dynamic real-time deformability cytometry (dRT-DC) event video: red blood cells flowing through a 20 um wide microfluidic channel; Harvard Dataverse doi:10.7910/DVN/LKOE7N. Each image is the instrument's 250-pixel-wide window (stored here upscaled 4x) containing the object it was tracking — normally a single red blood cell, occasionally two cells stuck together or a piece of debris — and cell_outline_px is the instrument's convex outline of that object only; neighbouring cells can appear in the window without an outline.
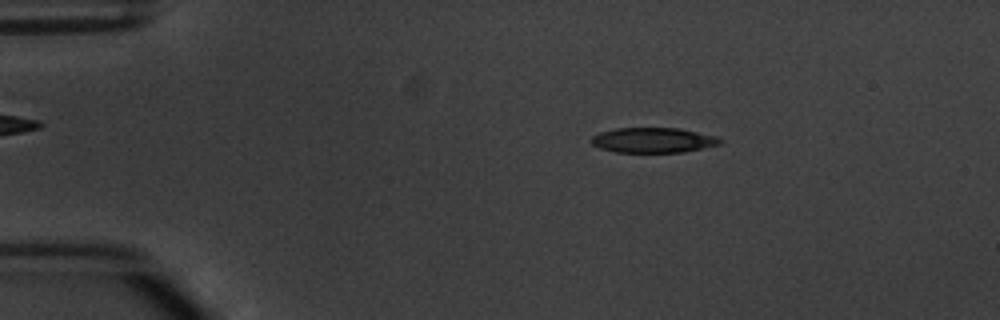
{"species": "common noctule bat (a hibernating species)", "species_latin": "Nyctalus noctula", "temperature_condition": "warm", "stored_images_in_passage": 3, "camera_frame_rate_fps": 3000, "um_per_image_px": 0.085, "animal": {"sex": "male", "body_mass_g": 20.1, "forearm_length_mm": 53.5}, "frame": {"image": 1, "passage_image": 1, "time_ms": 0.0, "image_size_px": [1000, 320], "cell_outline_px": [[724, 140], [720, 144], [684, 152], [616, 152], [600, 148], [592, 144], [588, 140], [592, 136], [600, 132], [616, 128], [680, 128], [716, 136]], "centroid_in_image_um": [55.5, 11.91], "position_along_channel_um": 29.5, "area_um2": 18.9}}